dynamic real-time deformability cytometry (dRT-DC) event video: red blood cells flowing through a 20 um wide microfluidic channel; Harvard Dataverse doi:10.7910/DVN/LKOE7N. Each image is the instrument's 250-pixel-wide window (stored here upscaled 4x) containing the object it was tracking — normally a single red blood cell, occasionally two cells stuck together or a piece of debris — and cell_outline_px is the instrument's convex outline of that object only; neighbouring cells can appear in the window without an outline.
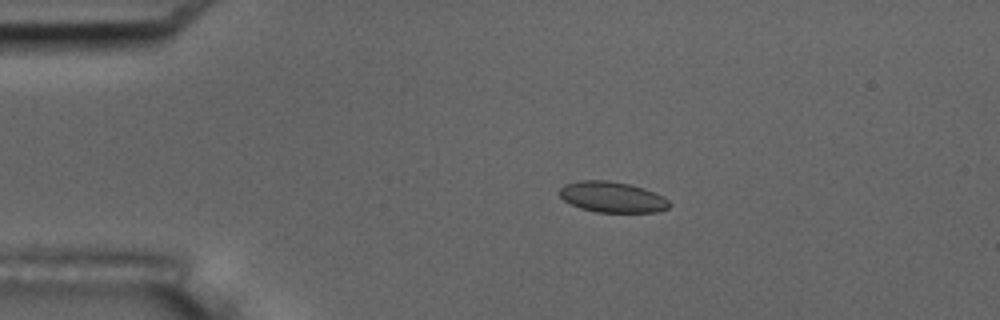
{"species": "common noctule bat (a hibernating species)", "species_latin": "Nyctalus noctula", "temperature_condition": "room temperature", "stored_images_in_passage": 44, "camera_frame_rate_fps": 3000, "um_per_image_px": 0.085, "animal": {"sex": "male", "body_mass_g": 17.5, "forearm_length_mm": 52.3}, "frame": {"image": 1, "passage_image": 1, "time_ms": 0.0, "image_size_px": [1000, 320], "cell_outline_px": [[672, 204], [668, 208], [656, 212], [596, 212], [580, 208], [564, 200], [560, 196], [560, 188], [564, 184], [580, 180], [608, 180], [628, 184], [644, 188], [664, 196]], "centroid_in_image_um": [52.05, 16.75], "position_along_channel_um": 32.9, "area_um2": 19.71}}
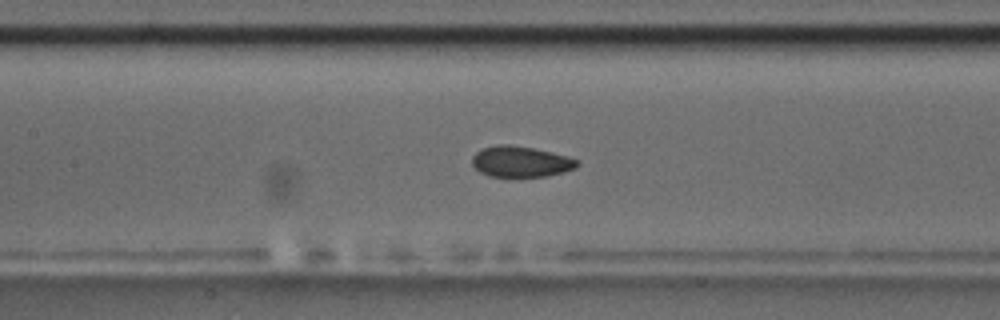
{"frame": {"image": 2, "passage_image": 15, "time_ms": 4.667, "image_size_px": [1000, 320], "cell_outline_px": [[580, 164], [576, 168], [564, 172], [544, 176], [488, 176], [480, 172], [472, 164], [472, 156], [476, 152], [484, 148], [500, 144], [508, 144], [532, 148], [552, 152], [576, 160]], "centroid_in_image_um": [44.24, 13.74], "position_along_channel_um": 163.2, "area_um2": 18.61}}
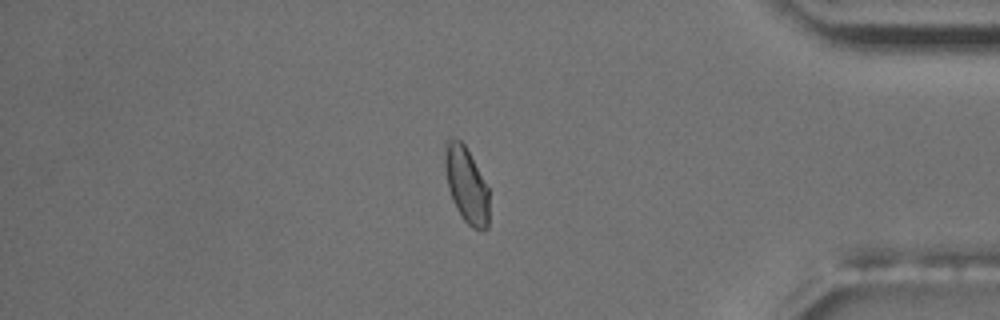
{"frame": {"image": 3, "passage_image": 36, "time_ms": 11.667, "image_size_px": [1000, 320], "cell_outline_px": [[488, 228], [484, 232], [480, 232], [472, 228], [464, 220], [456, 208], [452, 200], [448, 188], [444, 168], [444, 140], [448, 136], [460, 140], [464, 144], [488, 188]], "centroid_in_image_um": [39.61, 15.71], "position_along_channel_um": 395.6, "area_um2": 19.77}, "authors_computed_cell_mechanics": {"area_um2": 19.5364, "velocity_mm_per_s": 3.7451, "shape_relaxation_time_tau1_ms": 3.7725, "shape_relaxation_time_tau2_ms": 0.9652, "deformation_change_tau1": 0.0823, "deformation_change_tau2": 0.0487}}